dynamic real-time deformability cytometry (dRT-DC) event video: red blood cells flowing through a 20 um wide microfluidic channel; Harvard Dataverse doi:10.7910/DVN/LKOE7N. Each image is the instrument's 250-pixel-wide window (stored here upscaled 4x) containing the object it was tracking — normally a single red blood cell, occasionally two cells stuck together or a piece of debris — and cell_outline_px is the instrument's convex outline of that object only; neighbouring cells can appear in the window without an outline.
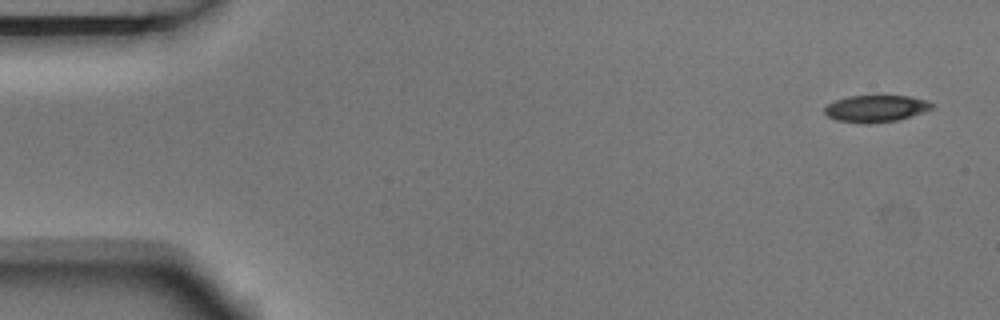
{"species": "Egyptian fruit bat (a non-hibernating species)", "species_latin": "Rousettus aegyptiacus", "temperature_condition": "room temperature", "stored_images_in_passage": 4, "camera_frame_rate_fps": 3000, "um_per_image_px": 0.085, "animal": {"sex": "male"}, "frame": {"image": 1, "passage_image": 1, "time_ms": 0.0, "image_size_px": [1000, 320], "cell_outline_px": [[936, 104], [932, 108], [924, 112], [896, 120], [868, 124], [864, 124], [836, 120], [828, 116], [824, 112], [824, 108], [828, 104], [836, 100], [848, 96], [912, 96], [928, 100]], "centroid_in_image_um": [74.48, 9.22], "position_along_channel_um": 10.5, "area_um2": 16.88}}
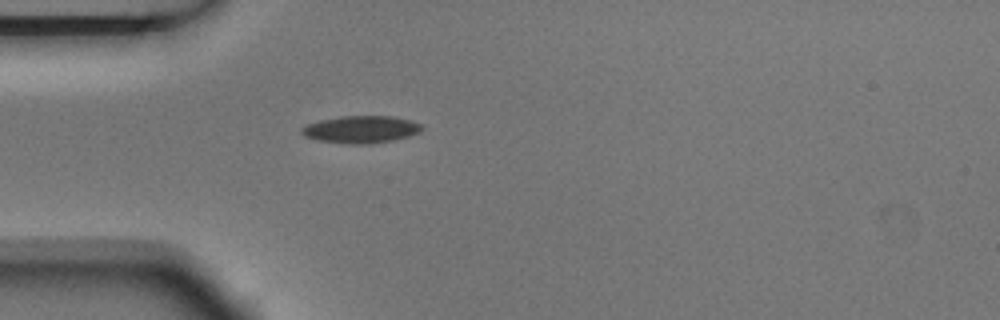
{"frame": {"image": 2, "passage_image": 4, "time_ms": 1.0, "image_size_px": [1000, 320], "cell_outline_px": [[424, 128], [408, 136], [392, 140], [368, 144], [348, 144], [316, 140], [304, 136], [300, 132], [300, 128], [308, 124], [320, 120], [344, 116], [392, 116], [408, 120], [420, 124]], "centroid_in_image_um": [30.62, 11.0], "position_along_channel_um": 54.4, "area_um2": 18.9}}